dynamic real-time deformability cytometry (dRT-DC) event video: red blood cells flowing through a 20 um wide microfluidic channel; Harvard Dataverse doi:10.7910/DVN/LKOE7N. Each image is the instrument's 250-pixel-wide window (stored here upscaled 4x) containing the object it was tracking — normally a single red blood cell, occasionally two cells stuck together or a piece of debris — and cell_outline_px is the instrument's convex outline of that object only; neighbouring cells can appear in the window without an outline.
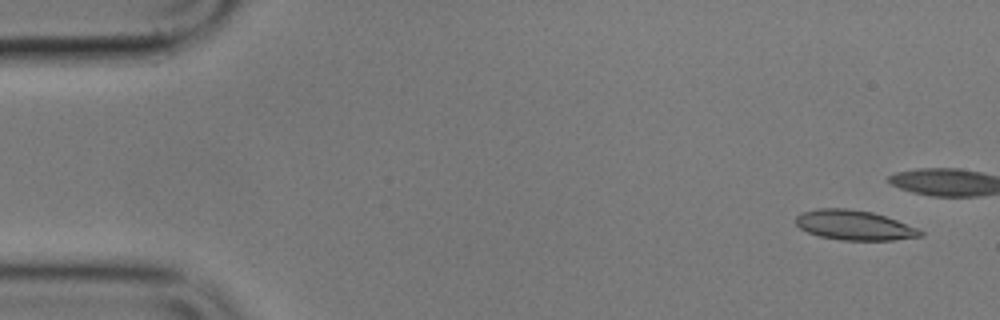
{"species": "common noctule bat (a hibernating species)", "species_latin": "Nyctalus noctula", "temperature_condition": "cold", "stored_images_in_passage": 5, "camera_frame_rate_fps": 3000, "um_per_image_px": 0.085, "animal": {"sex": "male", "body_mass_g": 17.9}, "frame": {"image": 1, "passage_image": 1, "time_ms": 0.0, "image_size_px": [1000, 320], "cell_outline_px": [[924, 236], [892, 240], [840, 240], [820, 236], [808, 232], [800, 228], [796, 224], [796, 216], [804, 212], [820, 208], [848, 208], [872, 212], [920, 228], [924, 232]], "centroid_in_image_um": [72.65, 19.14], "position_along_channel_um": 12.3, "area_um2": 21.62}}